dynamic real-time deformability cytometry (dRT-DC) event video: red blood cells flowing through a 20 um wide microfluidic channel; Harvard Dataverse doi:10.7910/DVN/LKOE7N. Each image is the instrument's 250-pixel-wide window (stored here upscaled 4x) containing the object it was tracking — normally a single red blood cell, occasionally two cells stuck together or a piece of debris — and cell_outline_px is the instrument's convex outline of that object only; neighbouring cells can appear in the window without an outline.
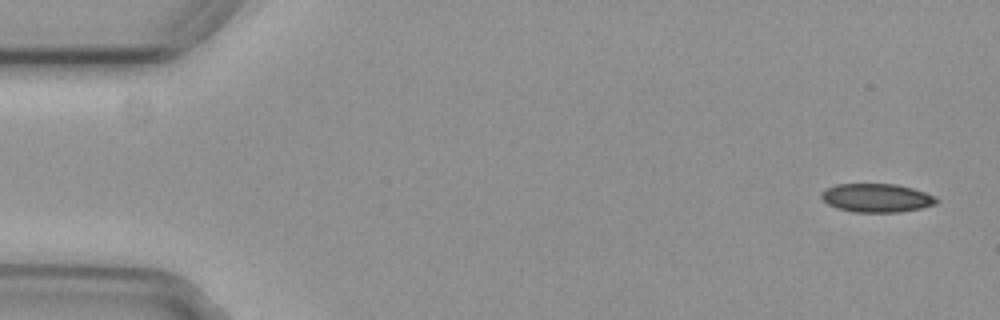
{"species": "common noctule bat (a hibernating species)", "species_latin": "Nyctalus noctula", "temperature_condition": "cold", "stored_images_in_passage": 8, "camera_frame_rate_fps": 3000, "um_per_image_px": 0.085, "animal": {"sex": "female", "body_mass_g": 29.2, "forearm_length_mm": 56.3}, "frame": {"image": 1, "passage_image": 1, "time_ms": 0.0, "image_size_px": [1000, 320], "cell_outline_px": [[940, 200], [936, 204], [920, 208], [900, 212], [852, 212], [836, 208], [828, 204], [820, 196], [828, 188], [836, 184], [896, 184], [912, 188], [936, 196]], "centroid_in_image_um": [74.55, 16.83], "position_along_channel_um": 10.5, "area_um2": 19.13}}
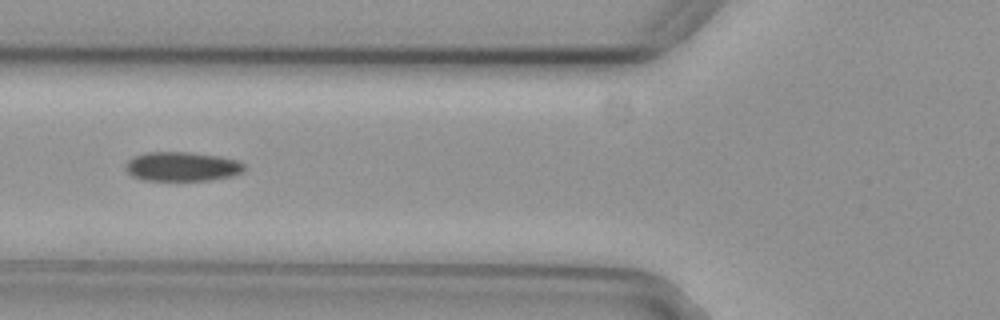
{"frame": {"image": 2, "passage_image": 6, "time_ms": 1.667, "image_size_px": [1000, 320], "cell_outline_px": [[244, 172], [232, 176], [212, 180], [144, 180], [132, 176], [124, 168], [128, 160], [136, 156], [148, 152], [188, 152], [220, 156], [240, 160], [244, 164]], "centroid_in_image_um": [15.52, 14.15], "position_along_channel_um": 110.3, "area_um2": 20.35}}
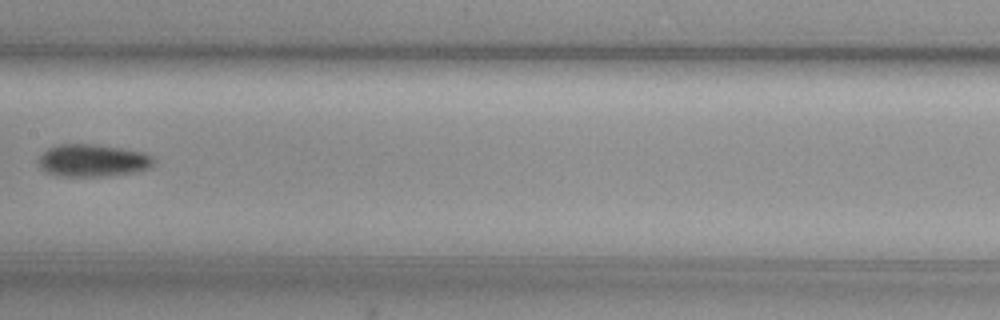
{"frame": {"image": 3, "passage_image": 8, "time_ms": 2.333, "image_size_px": [1000, 320], "cell_outline_px": [[156, 164], [148, 168], [136, 172], [108, 176], [60, 176], [44, 172], [40, 168], [40, 156], [48, 148], [60, 144], [96, 144], [144, 152], [152, 156], [156, 160]], "centroid_in_image_um": [7.92, 13.65], "position_along_channel_um": 199.5, "area_um2": 21.91}}